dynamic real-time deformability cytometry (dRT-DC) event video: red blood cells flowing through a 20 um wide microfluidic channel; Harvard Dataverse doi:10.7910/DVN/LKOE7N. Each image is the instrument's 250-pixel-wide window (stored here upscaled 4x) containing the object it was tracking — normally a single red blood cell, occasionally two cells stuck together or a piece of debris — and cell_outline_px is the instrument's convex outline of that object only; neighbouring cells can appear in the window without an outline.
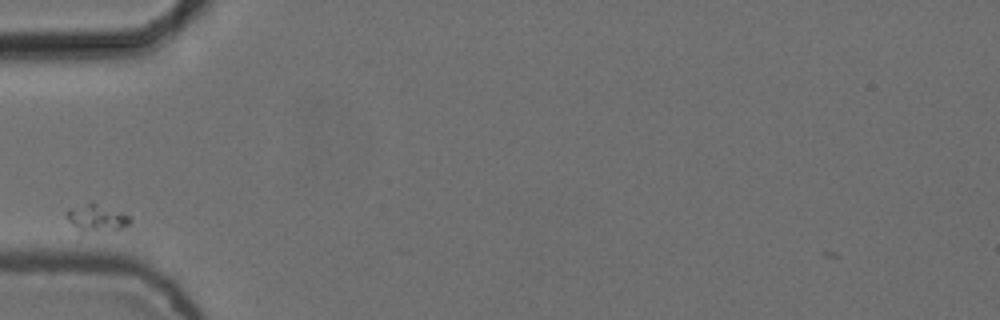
{"species": "common noctule bat (a hibernating species)", "species_latin": "Nyctalus noctula", "temperature_condition": "cold", "stored_images_in_passage": 5, "camera_frame_rate_fps": 3000, "um_per_image_px": 0.085, "animal": {"sex": "female", "body_mass_g": 24.6, "forearm_length_mm": 56.2}, "frame": {"image": 1, "passage_image": 1, "time_ms": 0.0, "image_size_px": [1000, 320], "cell_outline_px": [[132, 220], [124, 228], [116, 232], [76, 244], [64, 216], [68, 208], [88, 200], [92, 200], [128, 216]], "centroid_in_image_um": [7.98, 18.78], "position_along_channel_um": 77.0, "area_um2": 13.18}}
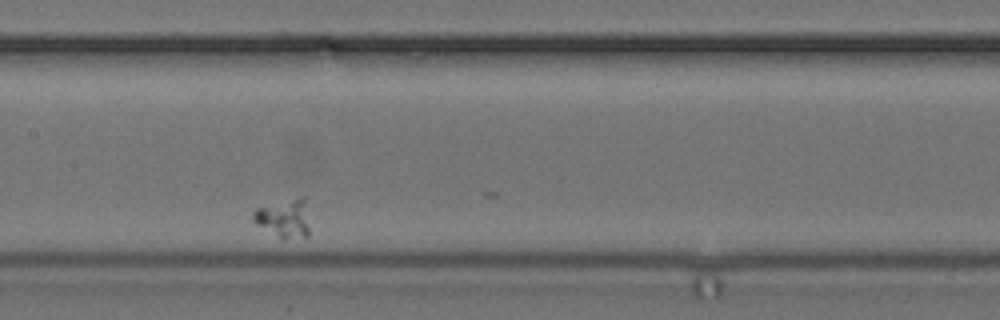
{"frame": {"image": 2, "passage_image": 4, "time_ms": 1.0, "image_size_px": [1000, 320], "cell_outline_px": [[308, 236], [284, 240], [256, 224], [252, 220], [252, 212], [256, 208], [300, 196], [308, 196]], "centroid_in_image_um": [24.18, 18.53], "position_along_channel_um": 183.2, "area_um2": 13.01}}
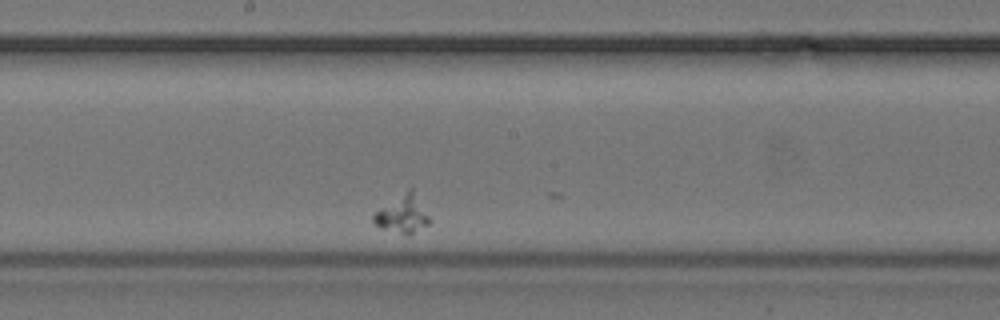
{"frame": {"image": 3, "passage_image": 5, "time_ms": 1.333, "image_size_px": [1000, 320], "cell_outline_px": [[428, 224], [408, 236], [380, 228], [372, 220], [372, 216], [376, 212], [408, 188], [412, 188], [428, 216]], "centroid_in_image_um": [34.19, 18.23], "position_along_channel_um": 214.0, "area_um2": 11.91}}